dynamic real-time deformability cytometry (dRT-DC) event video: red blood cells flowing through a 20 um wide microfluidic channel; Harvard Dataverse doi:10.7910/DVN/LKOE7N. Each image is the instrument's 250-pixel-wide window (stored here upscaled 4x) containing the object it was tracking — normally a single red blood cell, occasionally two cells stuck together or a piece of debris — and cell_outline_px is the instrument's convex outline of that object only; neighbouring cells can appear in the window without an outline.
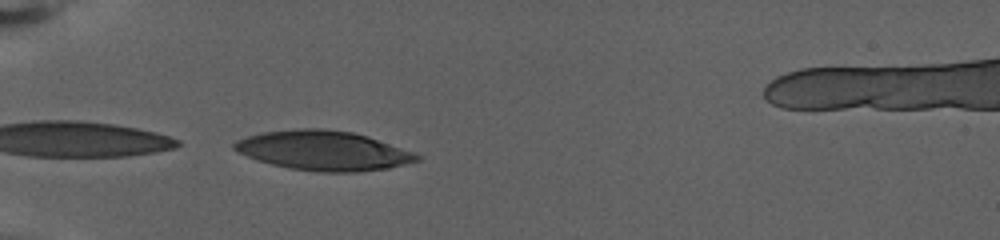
{"species": "human", "species_latin": "Homo sapiens", "temperature_condition": "warm", "stored_images_in_passage": 51, "camera_frame_rate_fps": 3000, "um_per_image_px": 0.085, "donor": {"sex": "female"}, "frame": {"image": 1, "passage_image": 1, "time_ms": 0.0, "image_size_px": [1000, 240], "cell_outline_px": [[420, 160], [388, 168], [356, 172], [316, 172], [288, 168], [256, 160], [232, 148], [232, 144], [236, 140], [248, 136], [264, 132], [300, 128], [320, 128], [352, 132], [368, 136], [412, 152], [420, 156]], "centroid_in_image_um": [27.46, 12.8], "position_along_channel_um": 57.5, "area_um2": 41.85}}
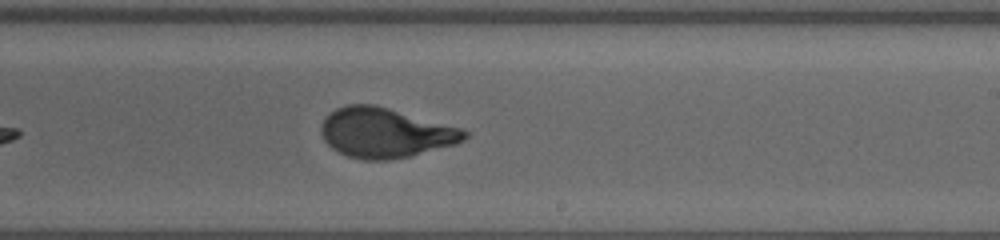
{"frame": {"image": 2, "passage_image": 24, "time_ms": 7.667, "image_size_px": [1000, 240], "cell_outline_px": [[468, 136], [464, 140], [456, 144], [412, 156], [392, 160], [364, 160], [348, 156], [332, 148], [324, 140], [320, 132], [320, 124], [324, 116], [328, 112], [336, 108], [348, 104], [376, 104], [460, 128], [468, 132]], "centroid_in_image_um": [32.71, 11.28], "position_along_channel_um": 256.3, "area_um2": 41.91}}
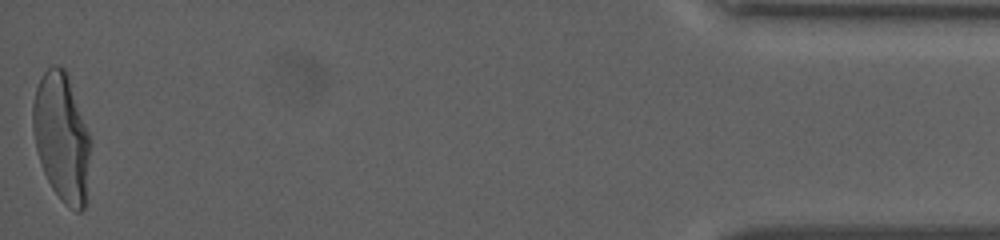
{"frame": {"image": 3, "passage_image": 51, "time_ms": 16.667, "image_size_px": [1000, 240], "cell_outline_px": [[92, 140], [84, 208], [80, 212], [76, 212], [64, 204], [52, 188], [44, 172], [36, 148], [32, 128], [32, 104], [36, 88], [44, 72], [52, 64], [60, 64], [68, 72]], "centroid_in_image_um": [5.26, 11.62], "position_along_channel_um": 429.9, "area_um2": 43.58}, "authors_computed_cell_mechanics": {"area_um2": 41.6738, "velocity_mm_per_s": 2.8165, "shape_relaxation_time_tau1_ms": 5.9299, "shape_relaxation_time_tau2_ms": null, "deformation_change_tau1": 0.2515, "deformation_change_tau2": null}}